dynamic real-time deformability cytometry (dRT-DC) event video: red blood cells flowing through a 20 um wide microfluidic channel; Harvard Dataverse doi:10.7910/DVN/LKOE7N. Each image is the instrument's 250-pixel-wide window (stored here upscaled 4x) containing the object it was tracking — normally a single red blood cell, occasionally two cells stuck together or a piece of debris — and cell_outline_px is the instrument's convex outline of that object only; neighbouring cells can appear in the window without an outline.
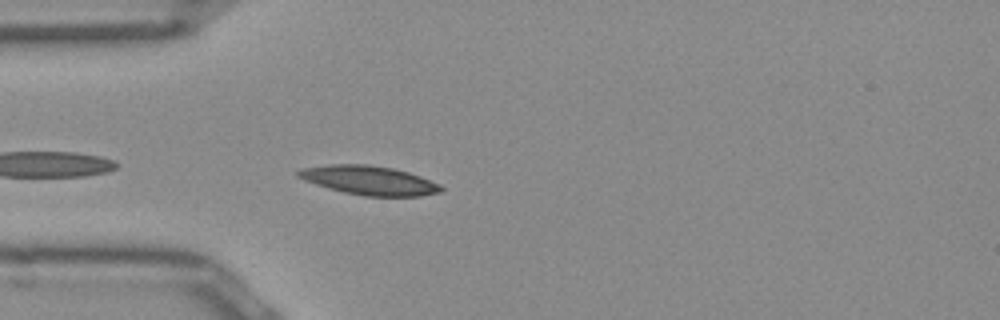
{"species": "Egyptian fruit bat (a non-hibernating species)", "species_latin": "Rousettus aegyptiacus", "temperature_condition": "room temperature", "stored_images_in_passage": 35, "camera_frame_rate_fps": 3000, "um_per_image_px": 0.085, "frame": {"image": 1, "passage_image": 2, "time_ms": 0.333, "image_size_px": [1000, 320], "cell_outline_px": [[444, 188], [440, 192], [420, 196], [364, 196], [344, 192], [328, 188], [304, 180], [296, 176], [296, 172], [300, 168], [328, 164], [368, 164], [392, 168], [408, 172], [420, 176], [440, 184]], "centroid_in_image_um": [31.35, 15.32], "position_along_channel_um": 53.6, "area_um2": 24.22}}
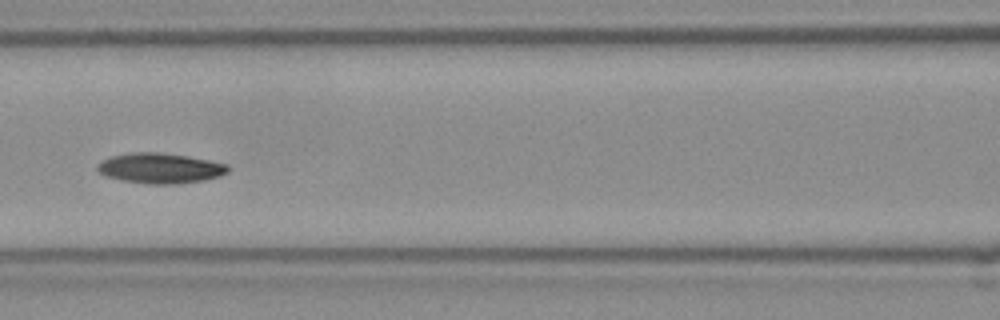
{"frame": {"image": 2, "passage_image": 10, "time_ms": 3.0, "image_size_px": [1000, 320], "cell_outline_px": [[228, 172], [220, 176], [204, 180], [176, 184], [152, 184], [124, 180], [108, 176], [100, 172], [96, 168], [104, 160], [112, 156], [132, 152], [160, 152], [188, 156], [228, 164]], "centroid_in_image_um": [13.67, 14.29], "position_along_channel_um": 152.9, "area_um2": 22.72}}
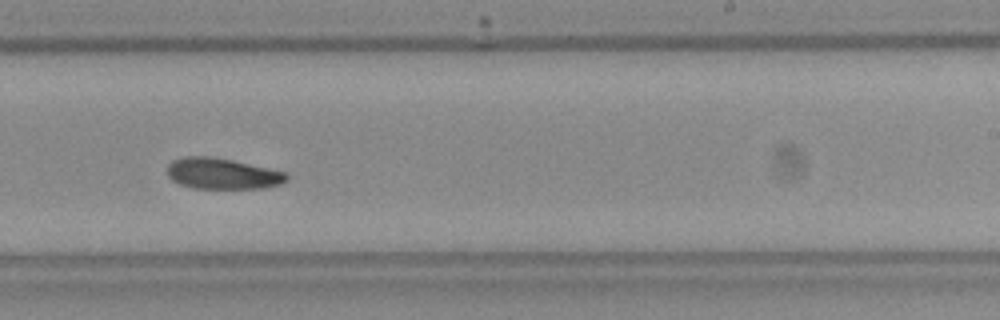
{"frame": {"image": 3, "passage_image": 19, "time_ms": 6.0, "image_size_px": [1000, 320], "cell_outline_px": [[288, 180], [280, 184], [264, 188], [192, 188], [180, 184], [172, 180], [168, 176], [168, 164], [172, 160], [180, 156], [212, 156], [232, 160], [284, 172], [288, 176]], "centroid_in_image_um": [18.85, 14.75], "position_along_channel_um": 270.1, "area_um2": 21.5}, "authors_computed_cell_mechanics": {"area_um2": 21.7328, "velocity_mm_per_s": 3.9171, "shape_relaxation_time_tau1_ms": 10.2785, "shape_relaxation_time_tau2_ms": null, "deformation_change_tau1": 0.1765, "deformation_change_tau2": null}}